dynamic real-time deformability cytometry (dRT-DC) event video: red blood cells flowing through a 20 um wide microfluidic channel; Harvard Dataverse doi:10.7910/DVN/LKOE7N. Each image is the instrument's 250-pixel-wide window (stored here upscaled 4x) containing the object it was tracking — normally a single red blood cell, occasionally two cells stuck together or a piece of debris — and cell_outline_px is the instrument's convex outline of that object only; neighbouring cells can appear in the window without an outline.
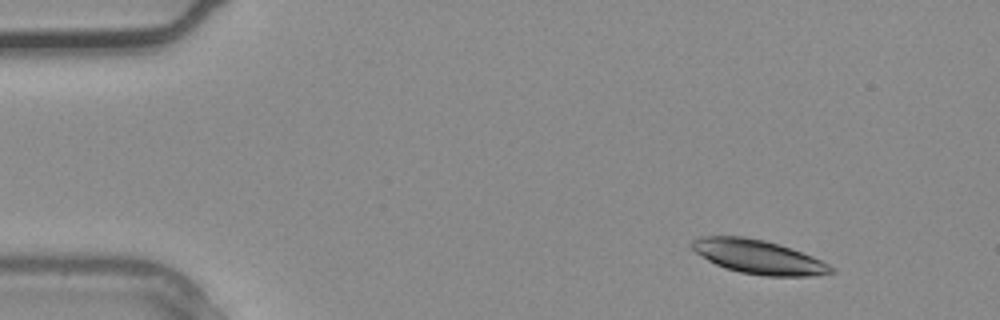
{"species": "common noctule bat (a hibernating species)", "species_latin": "Nyctalus noctula", "temperature_condition": "warm", "stored_images_in_passage": 2, "camera_frame_rate_fps": 3000, "um_per_image_px": 0.085, "animal": {"sex": "male", "body_mass_g": 20.4}, "frame": {"image": 1, "passage_image": 1, "time_ms": 0.0, "image_size_px": [1000, 320], "cell_outline_px": [[836, 272], [812, 276], [764, 276], [740, 272], [724, 268], [708, 260], [696, 252], [688, 244], [692, 240], [700, 236], [744, 236], [764, 240], [812, 256], [836, 268]], "centroid_in_image_um": [64.44, 21.84], "position_along_channel_um": 20.6, "area_um2": 27.4}}